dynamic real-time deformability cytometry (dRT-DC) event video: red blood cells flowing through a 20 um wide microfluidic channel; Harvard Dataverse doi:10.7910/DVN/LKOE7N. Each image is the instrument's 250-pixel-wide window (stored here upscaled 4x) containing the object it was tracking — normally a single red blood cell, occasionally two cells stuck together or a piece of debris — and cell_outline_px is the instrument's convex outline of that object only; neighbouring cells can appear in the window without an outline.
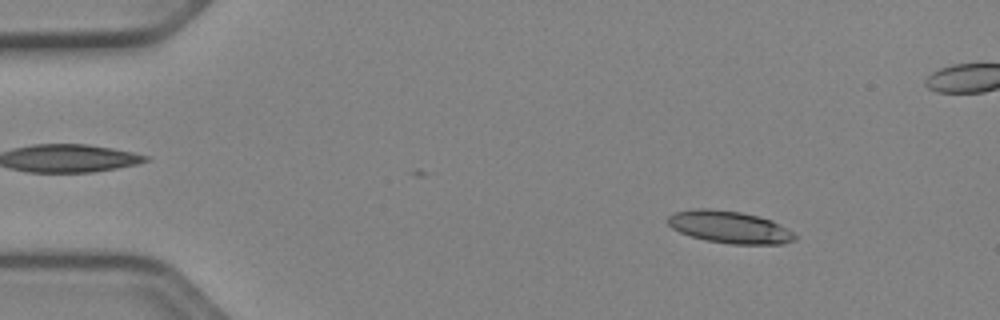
{"species": "Egyptian fruit bat (a non-hibernating species)", "species_latin": "Rousettus aegyptiacus", "temperature_condition": "cold", "stored_images_in_passage": 53, "camera_frame_rate_fps": 3000, "um_per_image_px": 0.085, "animal": {"sex": "female"}, "frame": {"image": 1, "passage_image": 7, "time_ms": 2.0, "image_size_px": [1000, 320], "cell_outline_px": [[796, 240], [780, 244], [732, 244], [704, 240], [680, 232], [672, 228], [664, 220], [672, 212], [696, 208], [708, 208], [744, 212], [772, 220], [792, 232], [796, 236]], "centroid_in_image_um": [61.96, 19.29], "position_along_channel_um": 23.0, "area_um2": 24.04}}
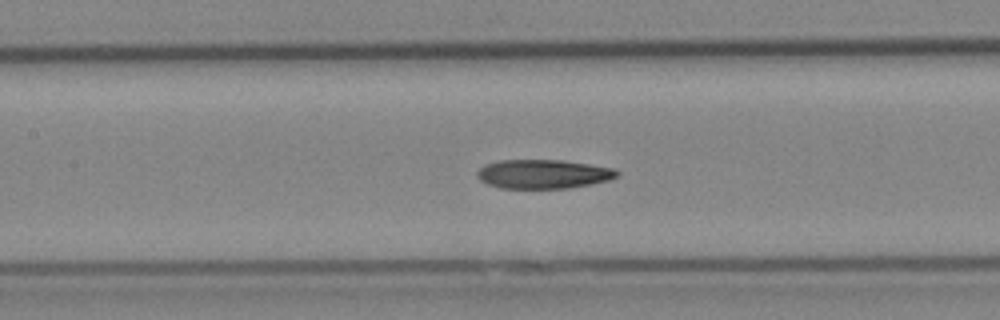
{"frame": {"image": 2, "passage_image": 24, "time_ms": 7.667, "image_size_px": [1000, 320], "cell_outline_px": [[620, 176], [608, 180], [592, 184], [568, 188], [500, 188], [488, 184], [480, 180], [476, 176], [476, 172], [484, 164], [500, 160], [560, 160], [616, 168], [620, 172]], "centroid_in_image_um": [46.19, 14.79], "position_along_channel_um": 161.2, "area_um2": 23.81}}
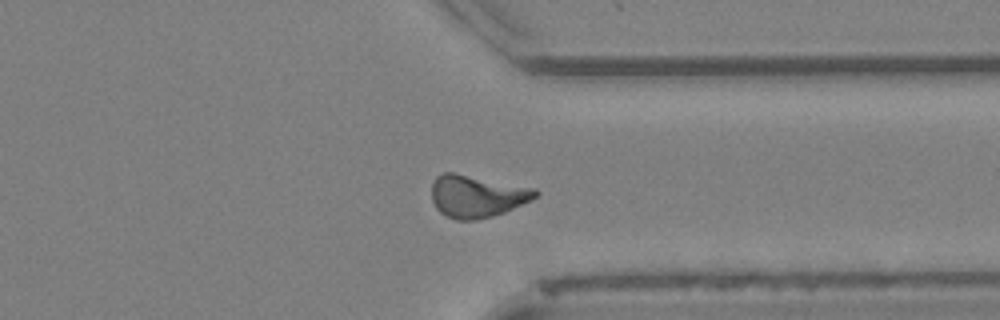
{"frame": {"image": 3, "passage_image": 40, "time_ms": 13.0, "image_size_px": [1000, 320], "cell_outline_px": [[540, 192], [532, 200], [504, 212], [492, 216], [472, 220], [456, 220], [440, 212], [436, 208], [432, 200], [432, 180], [436, 176], [444, 172], [452, 172], [536, 188]], "centroid_in_image_um": [40.53, 16.66], "position_along_channel_um": 370.9, "area_um2": 25.55}, "authors_computed_cell_mechanics": {"area_um2": 23.8136, "velocity_mm_per_s": 3.9392, "shape_relaxation_time_tau1_ms": 8.2256, "shape_relaxation_time_tau2_ms": 4.9557, "deformation_change_tau1": 0.2105, "deformation_change_tau2": 0.1321}}